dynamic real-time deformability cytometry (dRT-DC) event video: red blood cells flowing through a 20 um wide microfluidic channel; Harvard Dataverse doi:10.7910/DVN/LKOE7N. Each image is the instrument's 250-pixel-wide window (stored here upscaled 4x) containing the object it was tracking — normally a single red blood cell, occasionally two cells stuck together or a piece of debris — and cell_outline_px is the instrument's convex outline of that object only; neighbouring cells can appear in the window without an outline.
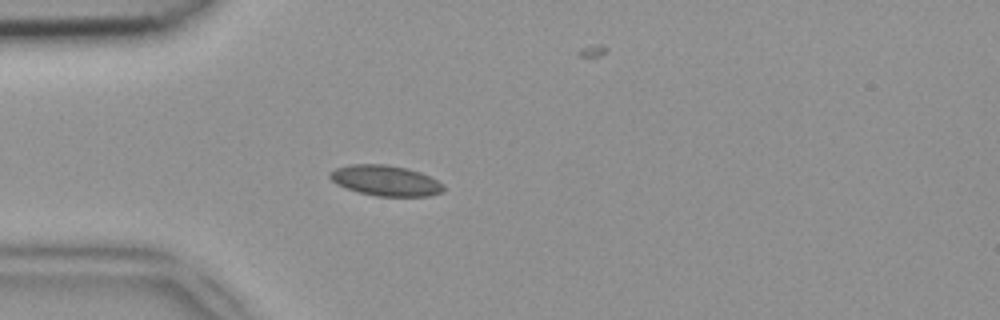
{"species": "common noctule bat (a hibernating species)", "species_latin": "Nyctalus noctula", "temperature_condition": "room temperature", "stored_images_in_passage": 41, "camera_frame_rate_fps": 3000, "um_per_image_px": 0.085, "animal": {"sex": "female", "body_mass_g": 18.4}, "frame": {"image": 1, "passage_image": 4, "time_ms": 1.0, "image_size_px": [1000, 320], "cell_outline_px": [[444, 188], [440, 192], [428, 196], [376, 196], [360, 192], [336, 184], [328, 176], [328, 172], [336, 168], [352, 164], [384, 164], [408, 168], [420, 172], [444, 184]], "centroid_in_image_um": [32.75, 15.34], "position_along_channel_um": 52.3, "area_um2": 20.06}}
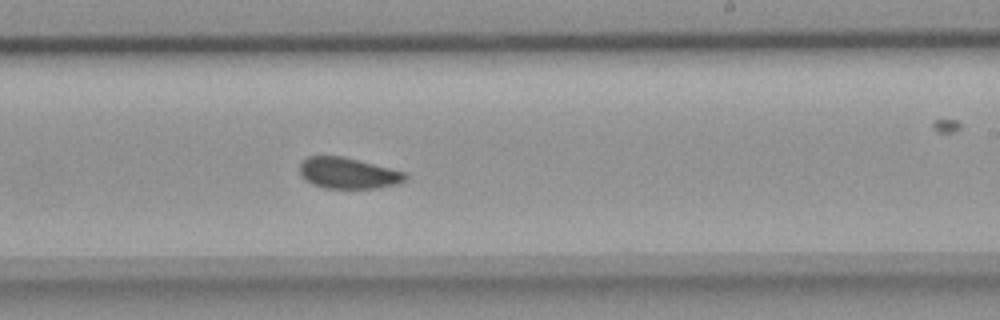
{"frame": {"image": 2, "passage_image": 20, "time_ms": 6.333, "image_size_px": [1000, 320], "cell_outline_px": [[408, 176], [404, 180], [396, 184], [376, 188], [324, 188], [312, 184], [300, 176], [300, 160], [308, 156], [344, 156], [404, 172]], "centroid_in_image_um": [29.53, 14.71], "position_along_channel_um": 259.5, "area_um2": 19.07}}
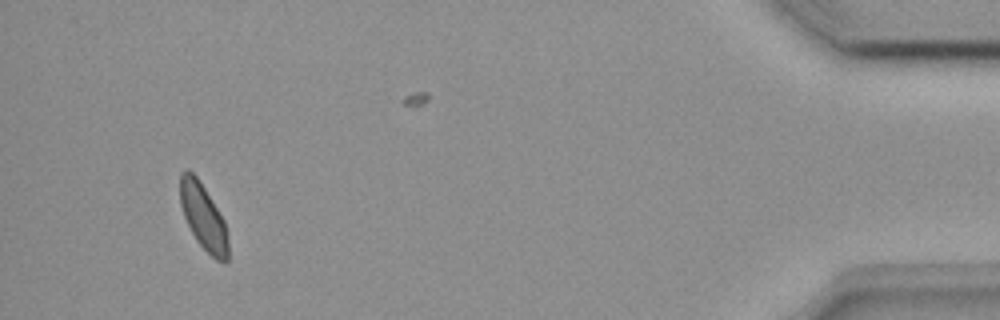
{"frame": {"image": 3, "passage_image": 37, "time_ms": 12.0, "image_size_px": [1000, 320], "cell_outline_px": [[228, 260], [216, 260], [196, 240], [184, 216], [180, 204], [180, 172], [188, 168], [200, 180], [224, 220], [228, 232]], "centroid_in_image_um": [17.28, 18.38], "position_along_channel_um": 417.9, "area_um2": 18.38}}